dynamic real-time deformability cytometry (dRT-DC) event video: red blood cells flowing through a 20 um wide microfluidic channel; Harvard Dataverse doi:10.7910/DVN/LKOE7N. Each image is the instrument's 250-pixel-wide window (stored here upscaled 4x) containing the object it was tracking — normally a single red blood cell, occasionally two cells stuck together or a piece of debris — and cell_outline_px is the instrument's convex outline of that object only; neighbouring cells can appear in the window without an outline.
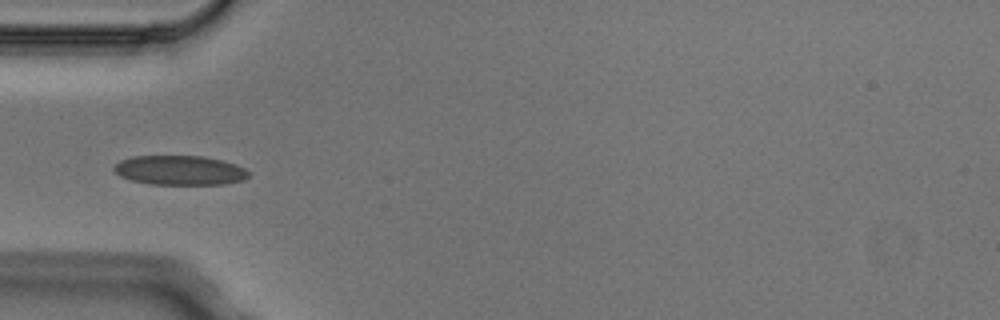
{"species": "Egyptian fruit bat (a non-hibernating species)", "species_latin": "Rousettus aegyptiacus", "temperature_condition": "cold", "stored_images_in_passage": 1, "camera_frame_rate_fps": 3000, "um_per_image_px": 0.085, "animal": {"sex": "male"}, "frame": {"image": 1, "passage_image": 1, "time_ms": 0.0, "image_size_px": [1000, 320], "cell_outline_px": [[248, 176], [244, 180], [224, 184], [148, 184], [132, 180], [120, 176], [112, 168], [120, 160], [132, 156], [204, 156], [224, 160], [236, 164], [244, 168], [248, 172]], "centroid_in_image_um": [15.28, 14.47], "position_along_channel_um": 69.7, "area_um2": 23.18}}